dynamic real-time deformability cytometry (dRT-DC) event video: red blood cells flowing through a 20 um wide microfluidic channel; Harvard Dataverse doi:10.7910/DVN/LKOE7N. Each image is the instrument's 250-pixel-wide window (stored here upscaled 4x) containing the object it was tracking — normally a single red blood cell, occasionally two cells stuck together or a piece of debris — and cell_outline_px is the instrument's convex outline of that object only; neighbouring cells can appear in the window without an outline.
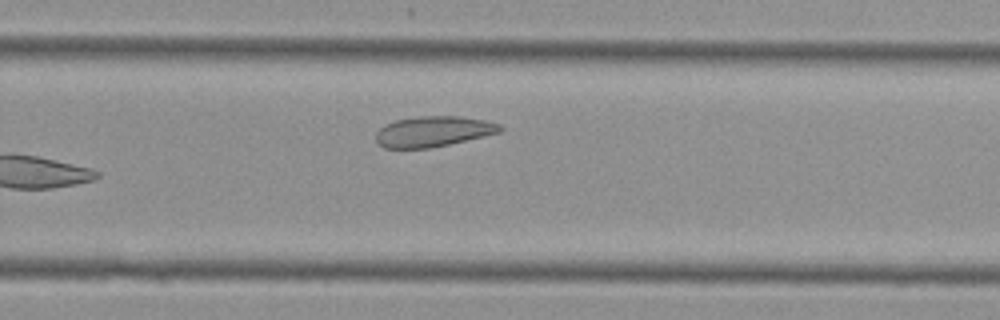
{"species": "Egyptian fruit bat (a non-hibernating species)", "species_latin": "Rousettus aegyptiacus", "temperature_condition": "cold", "stored_images_in_passage": 20, "camera_frame_rate_fps": 3000, "um_per_image_px": 0.085, "animal": {"sex": "female"}, "frame": {"image": 1, "passage_image": 20, "time_ms": 6.333, "image_size_px": [1000, 320], "cell_outline_px": [[504, 128], [500, 132], [484, 136], [432, 148], [384, 148], [376, 144], [376, 132], [380, 128], [396, 120], [416, 116], [460, 116], [484, 120], [500, 124]], "centroid_in_image_um": [36.82, 11.18], "position_along_channel_um": 293.0, "area_um2": 22.14}}